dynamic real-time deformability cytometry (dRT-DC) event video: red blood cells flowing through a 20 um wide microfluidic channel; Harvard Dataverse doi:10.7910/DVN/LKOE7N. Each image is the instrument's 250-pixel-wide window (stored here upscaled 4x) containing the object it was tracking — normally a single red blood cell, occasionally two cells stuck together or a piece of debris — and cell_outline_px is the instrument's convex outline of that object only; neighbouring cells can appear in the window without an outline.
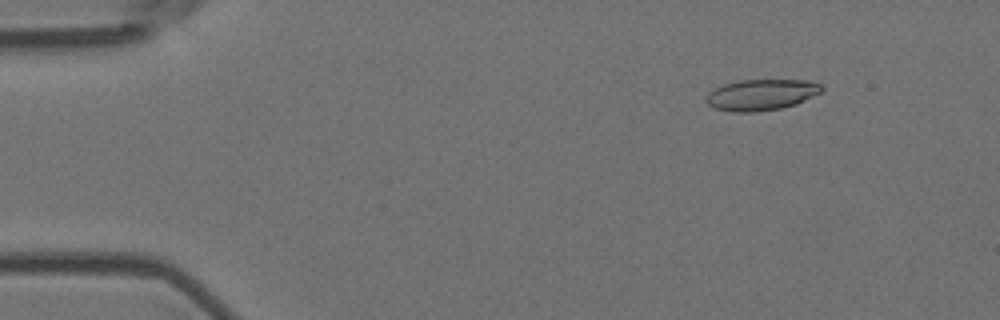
{"species": "Egyptian fruit bat (a non-hibernating species)", "species_latin": "Rousettus aegyptiacus", "temperature_condition": "room temperature", "stored_images_in_passage": 3, "camera_frame_rate_fps": 3000, "um_per_image_px": 0.085, "animal": {"sex": "female"}, "frame": {"image": 1, "passage_image": 1, "time_ms": 0.0, "image_size_px": [1000, 320], "cell_outline_px": [[824, 88], [820, 92], [796, 104], [780, 108], [752, 112], [732, 112], [716, 108], [708, 104], [704, 100], [708, 92], [724, 84], [740, 80], [812, 80], [820, 84]], "centroid_in_image_um": [64.7, 8.05], "position_along_channel_um": 20.3, "area_um2": 20.81}}